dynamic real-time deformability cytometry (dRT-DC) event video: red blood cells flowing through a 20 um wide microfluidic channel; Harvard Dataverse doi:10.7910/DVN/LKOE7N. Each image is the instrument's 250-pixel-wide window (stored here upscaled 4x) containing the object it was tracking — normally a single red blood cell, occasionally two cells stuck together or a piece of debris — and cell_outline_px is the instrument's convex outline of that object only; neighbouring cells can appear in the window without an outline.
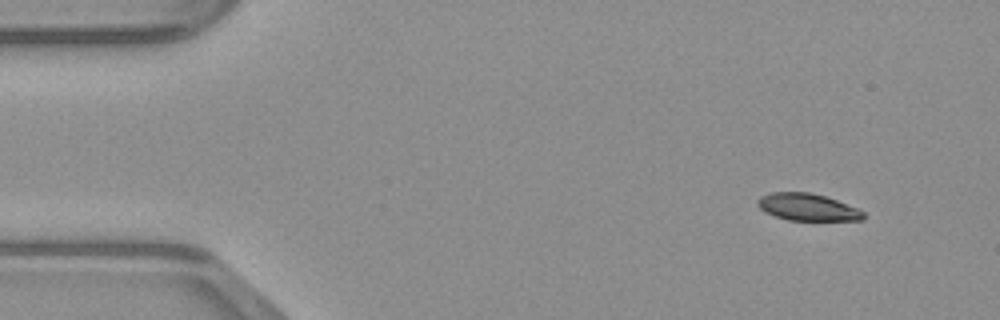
{"species": "common noctule bat (a hibernating species)", "species_latin": "Nyctalus noctula", "temperature_condition": "warm", "stored_images_in_passage": 44, "camera_frame_rate_fps": 3000, "um_per_image_px": 0.085, "animal": {"sex": "male", "body_mass_g": 23.1, "forearm_length_mm": 52.7}, "frame": {"image": 1, "passage_image": 1, "time_ms": 0.0, "image_size_px": [1000, 320], "cell_outline_px": [[864, 220], [788, 220], [764, 212], [756, 204], [756, 200], [760, 196], [772, 192], [808, 192], [824, 196], [836, 200], [856, 208], [864, 212]], "centroid_in_image_um": [68.59, 17.6], "position_along_channel_um": 16.4, "area_um2": 16.59}}
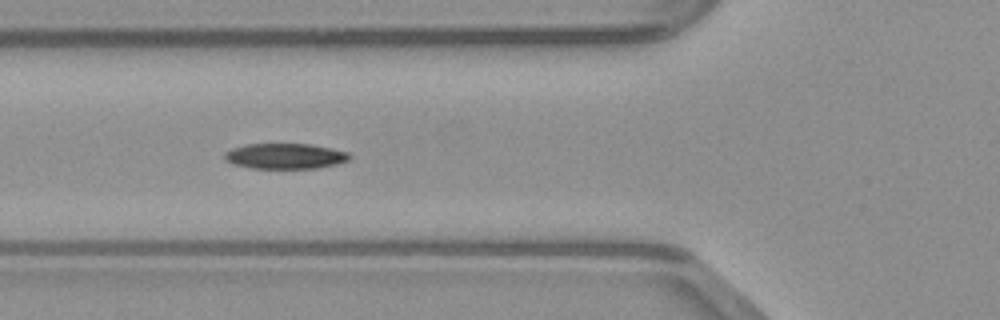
{"frame": {"image": 2, "passage_image": 14, "time_ms": 4.333, "image_size_px": [1000, 320], "cell_outline_px": [[352, 156], [348, 160], [336, 164], [320, 168], [252, 168], [232, 164], [224, 160], [224, 152], [232, 148], [244, 144], [312, 144], [348, 152]], "centroid_in_image_um": [24.21, 13.27], "position_along_channel_um": 101.6, "area_um2": 18.67}}
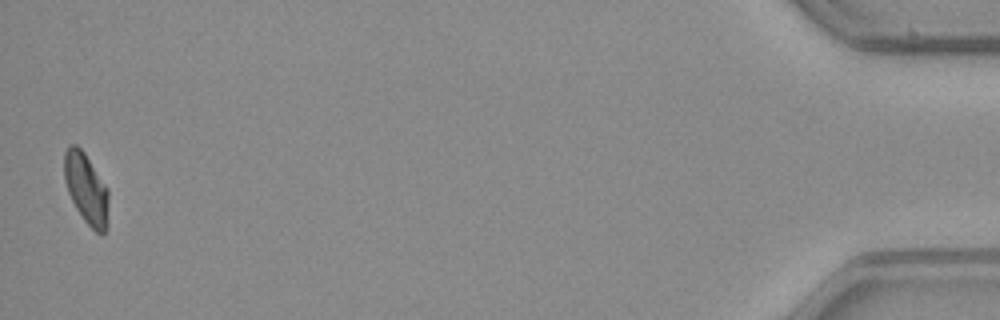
{"frame": {"image": 3, "passage_image": 44, "time_ms": 14.333, "image_size_px": [1000, 320], "cell_outline_px": [[108, 224], [104, 232], [100, 236], [84, 220], [76, 208], [68, 192], [64, 180], [64, 152], [68, 144], [76, 144], [84, 152], [108, 188]], "centroid_in_image_um": [7.33, 16.02], "position_along_channel_um": 427.9, "area_um2": 18.38}}